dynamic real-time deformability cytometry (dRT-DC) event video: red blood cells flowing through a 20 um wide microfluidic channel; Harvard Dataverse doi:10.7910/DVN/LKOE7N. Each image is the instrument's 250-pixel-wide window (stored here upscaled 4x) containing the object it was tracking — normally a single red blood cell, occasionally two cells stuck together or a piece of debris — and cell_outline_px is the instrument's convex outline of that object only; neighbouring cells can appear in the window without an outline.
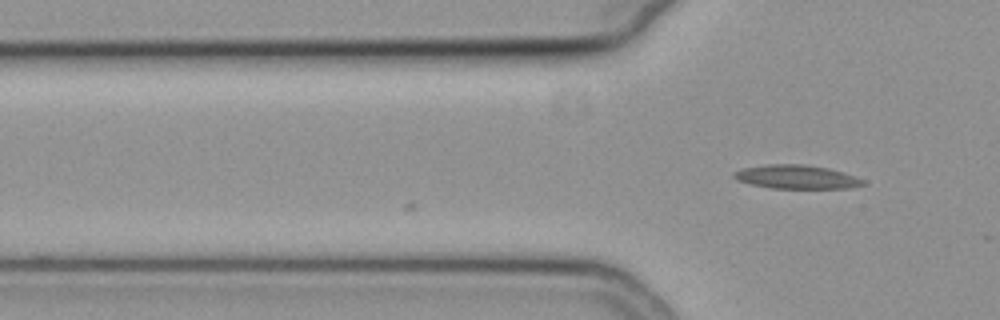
{"species": "common noctule bat (a hibernating species)", "species_latin": "Nyctalus noctula", "temperature_condition": "cold", "stored_images_in_passage": 2, "camera_frame_rate_fps": 3000, "um_per_image_px": 0.085, "animal": {"sex": "female", "body_mass_g": 19.3, "forearm_length_mm": 54.1}, "frame": {"image": 1, "passage_image": 2, "time_ms": 0.333, "image_size_px": [1000, 320], "cell_outline_px": [[868, 184], [852, 188], [772, 188], [748, 184], [736, 180], [732, 176], [732, 172], [740, 168], [768, 164], [804, 164], [828, 168], [844, 172], [864, 180]], "centroid_in_image_um": [67.68, 15.04], "position_along_channel_um": 58.1, "area_um2": 18.15}}